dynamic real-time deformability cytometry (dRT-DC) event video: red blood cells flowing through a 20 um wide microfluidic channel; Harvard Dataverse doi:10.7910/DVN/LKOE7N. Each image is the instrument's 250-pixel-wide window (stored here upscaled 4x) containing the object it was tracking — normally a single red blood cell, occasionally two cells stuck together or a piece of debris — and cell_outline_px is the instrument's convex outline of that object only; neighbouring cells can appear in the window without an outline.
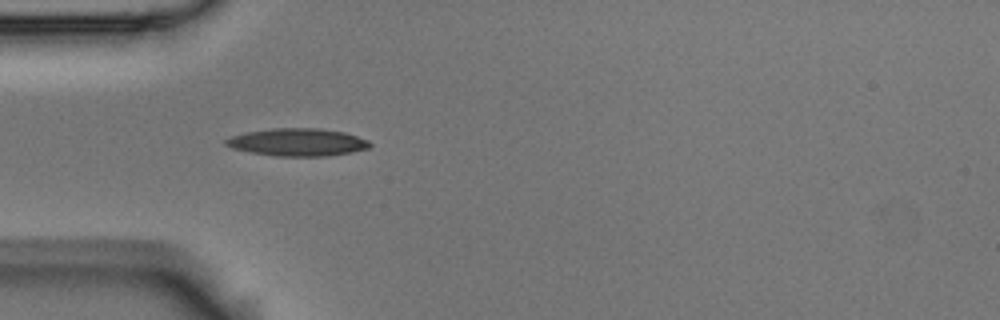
{"species": "Egyptian fruit bat (a non-hibernating species)", "species_latin": "Rousettus aegyptiacus", "temperature_condition": "room temperature", "stored_images_in_passage": 2, "camera_frame_rate_fps": 3000, "um_per_image_px": 0.085, "animal": {"sex": "male"}, "frame": {"image": 1, "passage_image": 1, "time_ms": 0.0, "image_size_px": [1000, 320], "cell_outline_px": [[372, 144], [368, 148], [352, 152], [328, 156], [276, 156], [248, 152], [232, 148], [224, 144], [224, 140], [232, 136], [244, 132], [272, 128], [316, 128], [344, 132], [368, 140]], "centroid_in_image_um": [25.26, 12.09], "position_along_channel_um": 59.7, "area_um2": 23.24}}
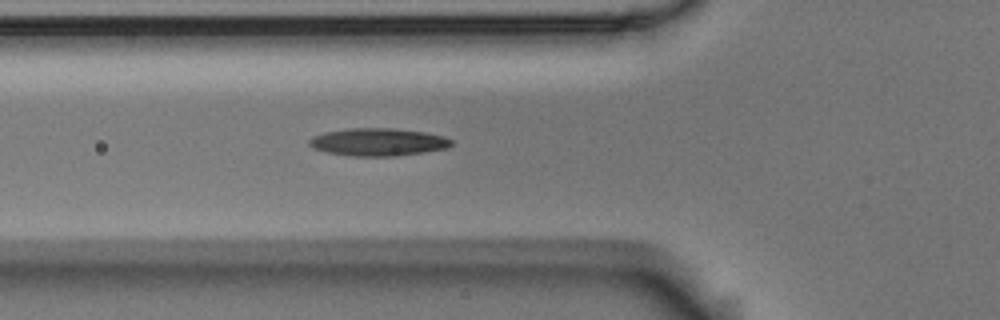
{"frame": {"image": 2, "passage_image": 2, "time_ms": 0.333, "image_size_px": [1000, 320], "cell_outline_px": [[452, 144], [448, 148], [424, 152], [396, 156], [348, 156], [328, 152], [312, 148], [308, 144], [308, 140], [312, 136], [324, 132], [352, 128], [392, 128], [424, 132], [444, 136], [452, 140]], "centroid_in_image_um": [32.12, 12.07], "position_along_channel_um": 93.7, "area_um2": 23.0}}